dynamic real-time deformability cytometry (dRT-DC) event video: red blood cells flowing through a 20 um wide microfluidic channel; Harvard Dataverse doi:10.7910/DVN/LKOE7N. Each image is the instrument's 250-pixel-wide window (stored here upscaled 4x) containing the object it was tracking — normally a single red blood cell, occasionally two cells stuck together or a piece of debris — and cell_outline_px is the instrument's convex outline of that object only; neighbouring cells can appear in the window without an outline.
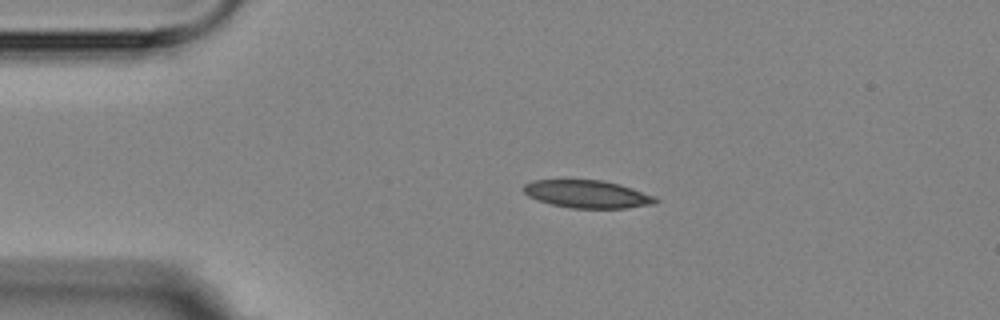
{"species": "Egyptian fruit bat (a non-hibernating species)", "species_latin": "Rousettus aegyptiacus", "temperature_condition": "room temperature", "stored_images_in_passage": 4, "camera_frame_rate_fps": 3000, "um_per_image_px": 0.085, "animal": {"sex": "female"}, "frame": {"image": 1, "passage_image": 3, "time_ms": 2.333, "image_size_px": [1000, 320], "cell_outline_px": [[660, 200], [656, 204], [628, 208], [572, 208], [552, 204], [536, 200], [528, 196], [524, 192], [524, 184], [532, 180], [600, 180], [620, 184], [656, 196]], "centroid_in_image_um": [49.96, 16.5], "position_along_channel_um": 35.0, "area_um2": 21.44}}